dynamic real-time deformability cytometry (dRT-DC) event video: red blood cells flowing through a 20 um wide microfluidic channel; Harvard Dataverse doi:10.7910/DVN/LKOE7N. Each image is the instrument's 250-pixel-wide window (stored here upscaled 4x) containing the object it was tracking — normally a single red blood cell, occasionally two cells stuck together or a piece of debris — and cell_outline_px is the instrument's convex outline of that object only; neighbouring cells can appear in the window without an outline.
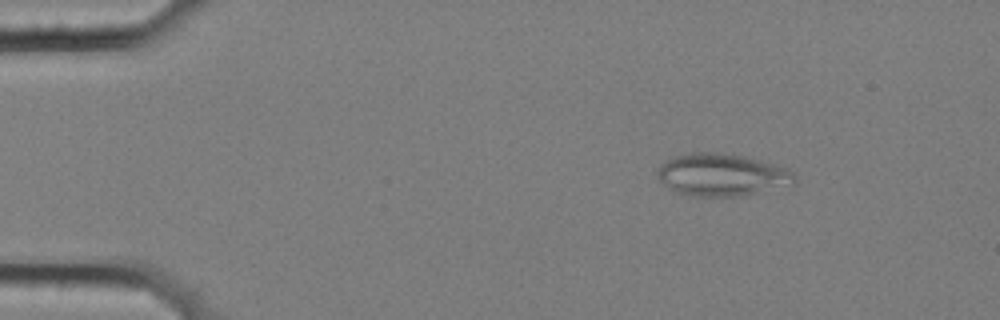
{"species": "common noctule bat (a hibernating species)", "species_latin": "Nyctalus noctula", "temperature_condition": "cold", "stored_images_in_passage": 7, "segment_of_instrument_passage": [1, 2], "camera_frame_rate_fps": 3000, "um_per_image_px": 0.085, "animal": {"sex": "female", "body_mass_g": 25.1}, "frame": {"image": 1, "passage_image": 1, "time_ms": 0.0, "image_size_px": [1000, 320], "cell_outline_px": [[796, 180], [792, 184], [740, 196], [688, 196], [676, 192], [668, 188], [660, 180], [656, 172], [660, 164], [676, 156], [692, 152], [720, 152], [744, 156], [788, 168], [796, 176]], "centroid_in_image_um": [61.33, 14.86], "position_along_channel_um": 23.7, "area_um2": 33.76}}